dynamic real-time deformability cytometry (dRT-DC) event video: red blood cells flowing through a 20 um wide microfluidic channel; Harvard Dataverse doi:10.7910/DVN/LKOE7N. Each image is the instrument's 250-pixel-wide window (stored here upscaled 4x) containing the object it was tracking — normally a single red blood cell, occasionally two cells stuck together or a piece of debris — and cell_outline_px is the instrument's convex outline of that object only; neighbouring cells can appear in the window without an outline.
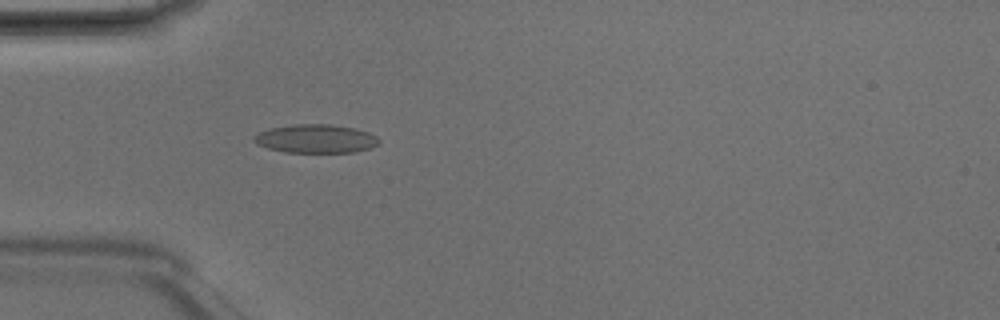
{"species": "Egyptian fruit bat (a non-hibernating species)", "species_latin": "Rousettus aegyptiacus", "temperature_condition": "room temperature", "stored_images_in_passage": 3, "camera_frame_rate_fps": 3000, "um_per_image_px": 0.085, "animal": {"sex": "male"}, "frame": {"image": 1, "passage_image": 3, "time_ms": 0.667, "image_size_px": [1000, 320], "cell_outline_px": [[380, 144], [368, 148], [352, 152], [284, 152], [268, 148], [256, 144], [252, 140], [252, 136], [268, 128], [296, 124], [332, 124], [352, 128], [368, 132], [376, 136], [380, 140]], "centroid_in_image_um": [26.8, 11.79], "position_along_channel_um": 58.2, "area_um2": 20.81}}